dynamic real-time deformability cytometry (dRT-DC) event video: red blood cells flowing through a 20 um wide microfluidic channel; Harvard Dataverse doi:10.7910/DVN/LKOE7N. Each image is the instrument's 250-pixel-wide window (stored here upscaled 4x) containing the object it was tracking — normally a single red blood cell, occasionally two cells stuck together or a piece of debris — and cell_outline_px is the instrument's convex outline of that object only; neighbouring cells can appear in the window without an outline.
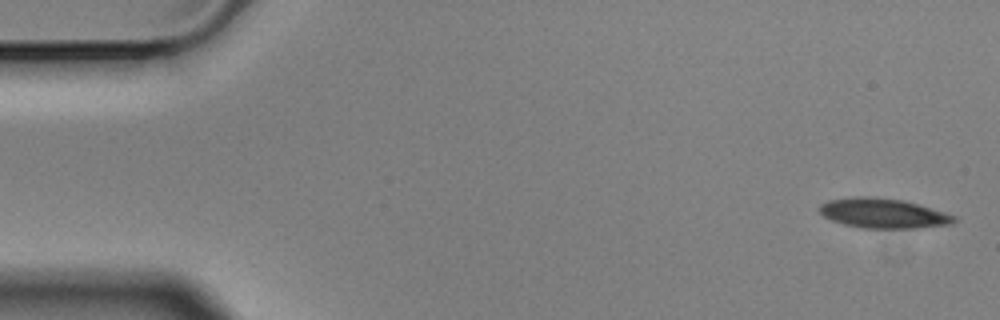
{"species": "Egyptian fruit bat (a non-hibernating species)", "species_latin": "Rousettus aegyptiacus", "temperature_condition": "cold", "stored_images_in_passage": 4, "camera_frame_rate_fps": 3000, "um_per_image_px": 0.085, "animal": {"sex": "male"}, "frame": {"image": 1, "passage_image": 1, "time_ms": 0.0, "image_size_px": [1000, 320], "cell_outline_px": [[956, 220], [952, 224], [916, 228], [864, 228], [844, 224], [832, 220], [824, 216], [816, 208], [820, 204], [828, 200], [852, 196], [868, 196], [904, 200], [944, 212], [956, 216]], "centroid_in_image_um": [75.04, 18.12], "position_along_channel_um": 10.0, "area_um2": 23.41}}